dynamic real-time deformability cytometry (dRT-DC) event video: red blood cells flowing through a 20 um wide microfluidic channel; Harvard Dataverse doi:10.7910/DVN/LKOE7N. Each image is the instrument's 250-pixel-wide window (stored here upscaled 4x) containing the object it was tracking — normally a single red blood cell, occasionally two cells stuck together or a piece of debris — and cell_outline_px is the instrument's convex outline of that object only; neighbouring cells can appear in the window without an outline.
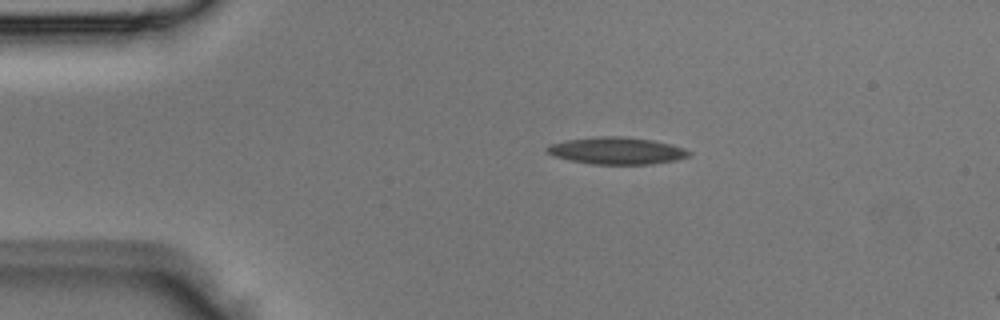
{"species": "Egyptian fruit bat (a non-hibernating species)", "species_latin": "Rousettus aegyptiacus", "temperature_condition": "room temperature", "stored_images_in_passage": 3, "segment_of_instrument_passage": [1, 2], "camera_frame_rate_fps": 3000, "um_per_image_px": 0.085, "animal": {"sex": "male"}, "frame": {"image": 1, "passage_image": 1, "time_ms": 0.0, "image_size_px": [1000, 320], "cell_outline_px": [[692, 152], [688, 156], [676, 160], [648, 164], [592, 164], [572, 160], [556, 156], [544, 152], [544, 148], [548, 144], [564, 140], [600, 136], [624, 136], [652, 140], [672, 144], [684, 148]], "centroid_in_image_um": [52.39, 12.8], "position_along_channel_um": 32.6, "area_um2": 22.43}}